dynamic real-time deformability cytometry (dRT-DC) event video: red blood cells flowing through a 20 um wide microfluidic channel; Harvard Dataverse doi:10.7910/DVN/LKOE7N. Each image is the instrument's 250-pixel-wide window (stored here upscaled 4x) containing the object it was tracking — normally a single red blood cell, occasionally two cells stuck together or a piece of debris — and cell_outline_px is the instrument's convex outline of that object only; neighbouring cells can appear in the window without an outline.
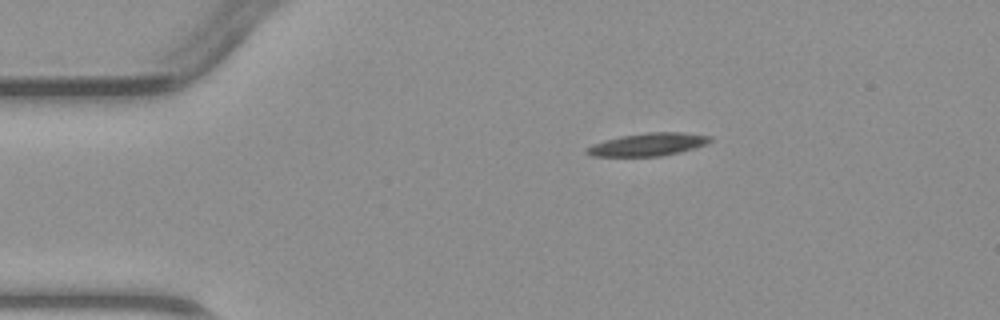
{"species": "common noctule bat (a hibernating species)", "species_latin": "Nyctalus noctula", "temperature_condition": "warm", "stored_images_in_passage": 3, "camera_frame_rate_fps": 3000, "um_per_image_px": 0.085, "animal": {"sex": "male", "body_mass_g": 23.1, "forearm_length_mm": 52.7}, "frame": {"image": 1, "passage_image": 1, "time_ms": 0.0, "image_size_px": [1000, 320], "cell_outline_px": [[712, 140], [708, 144], [696, 148], [680, 152], [660, 156], [592, 156], [584, 152], [584, 148], [592, 144], [604, 140], [620, 136], [648, 132], [680, 132], [712, 136]], "centroid_in_image_um": [55.08, 12.28], "position_along_channel_um": 29.9, "area_um2": 16.59}}